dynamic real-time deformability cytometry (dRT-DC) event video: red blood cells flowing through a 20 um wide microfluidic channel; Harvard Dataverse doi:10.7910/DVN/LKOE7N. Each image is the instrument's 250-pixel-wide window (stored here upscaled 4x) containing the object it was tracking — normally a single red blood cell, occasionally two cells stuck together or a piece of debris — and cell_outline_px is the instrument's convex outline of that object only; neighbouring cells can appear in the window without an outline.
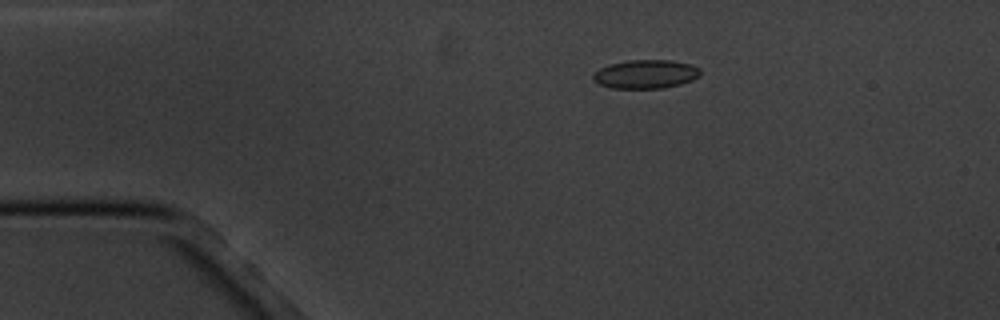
{"species": "common noctule bat (a hibernating species)", "species_latin": "Nyctalus noctula", "temperature_condition": "cold", "stored_images_in_passage": 10, "camera_frame_rate_fps": 3000, "um_per_image_px": 0.085, "animal": {"sex": "male", "body_mass_g": 20.1, "forearm_length_mm": 53.5}, "frame": {"image": 1, "passage_image": 4, "time_ms": 3.333, "image_size_px": [1000, 320], "cell_outline_px": [[700, 76], [692, 80], [680, 84], [664, 88], [612, 88], [600, 84], [592, 80], [592, 76], [600, 68], [608, 64], [628, 60], [672, 60], [688, 64], [700, 68]], "centroid_in_image_um": [54.88, 6.3], "position_along_channel_um": 30.1, "area_um2": 17.92}}
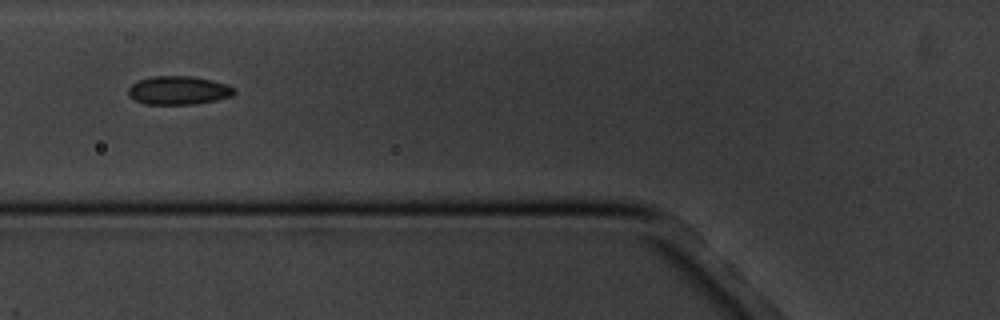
{"frame": {"image": 2, "passage_image": 7, "time_ms": 7.0, "image_size_px": [1000, 320], "cell_outline_px": [[236, 92], [232, 96], [216, 100], [196, 104], [144, 104], [132, 100], [128, 96], [128, 88], [132, 84], [140, 80], [152, 76], [192, 76], [212, 80], [236, 88]], "centroid_in_image_um": [15.16, 7.69], "position_along_channel_um": 110.6, "area_um2": 17.74}}
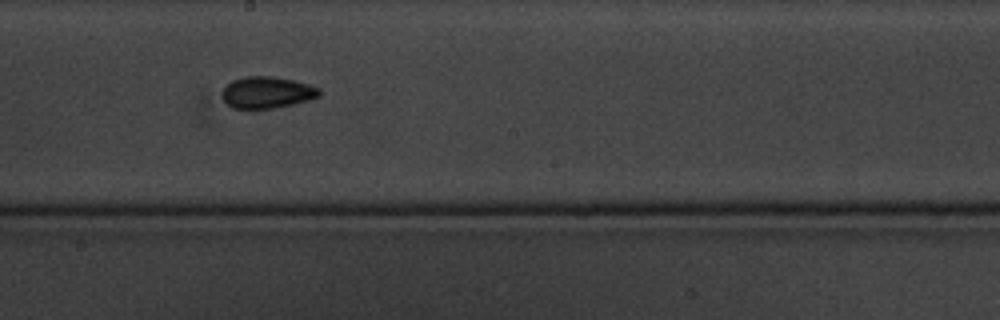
{"frame": {"image": 3, "passage_image": 10, "time_ms": 10.333, "image_size_px": [1000, 320], "cell_outline_px": [[320, 96], [308, 100], [292, 104], [272, 108], [232, 108], [220, 96], [220, 92], [232, 80], [244, 76], [272, 76], [292, 80], [308, 84], [320, 88]], "centroid_in_image_um": [22.67, 7.85], "position_along_channel_um": 225.5, "area_um2": 17.86}}